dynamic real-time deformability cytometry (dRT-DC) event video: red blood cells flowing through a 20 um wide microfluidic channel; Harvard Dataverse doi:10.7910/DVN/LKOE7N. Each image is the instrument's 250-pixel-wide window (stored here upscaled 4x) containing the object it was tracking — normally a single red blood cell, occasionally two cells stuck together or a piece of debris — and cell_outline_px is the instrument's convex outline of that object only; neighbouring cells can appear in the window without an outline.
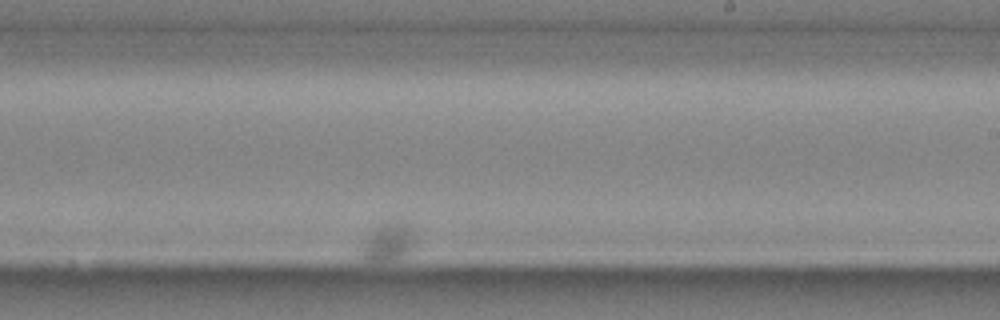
{"species": "common noctule bat (a hibernating species)", "species_latin": "Nyctalus noctula", "temperature_condition": "cold", "stored_images_in_passage": 53, "segment_of_instrument_passage": [1, 2], "camera_frame_rate_fps": 3000, "um_per_image_px": 0.085, "animal": {"sex": "male", "body_mass_g": 20.4}, "frame": {"image": 1, "passage_image": 36, "time_ms": 11.667, "image_size_px": [1000, 320], "cell_outline_px": [[416, 248], [396, 260], [360, 260], [356, 256], [360, 248], [372, 232], [388, 224], [400, 228], [412, 236]], "centroid_in_image_um": [32.86, 20.79], "position_along_channel_um": 256.1, "area_um2": 10.64}}
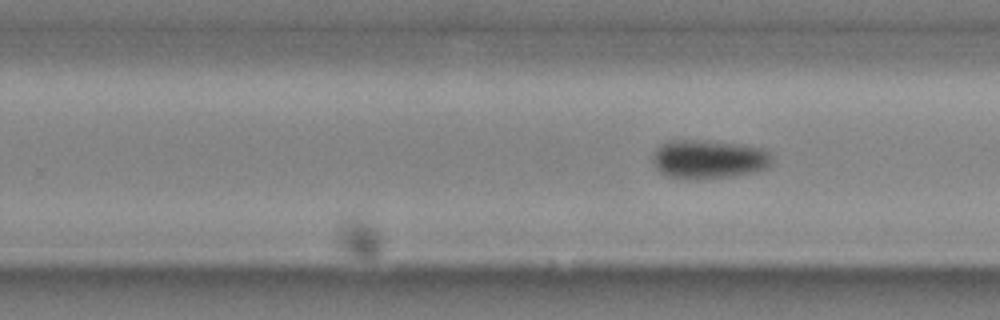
{"frame": {"image": 2, "passage_image": 42, "time_ms": 13.667, "image_size_px": [1000, 320], "cell_outline_px": [[384, 252], [380, 256], [372, 260], [360, 260], [344, 252], [340, 244], [340, 228], [352, 216], [360, 216], [376, 220], [384, 248]], "centroid_in_image_um": [30.73, 20.27], "position_along_channel_um": 299.1, "area_um2": 11.1}}